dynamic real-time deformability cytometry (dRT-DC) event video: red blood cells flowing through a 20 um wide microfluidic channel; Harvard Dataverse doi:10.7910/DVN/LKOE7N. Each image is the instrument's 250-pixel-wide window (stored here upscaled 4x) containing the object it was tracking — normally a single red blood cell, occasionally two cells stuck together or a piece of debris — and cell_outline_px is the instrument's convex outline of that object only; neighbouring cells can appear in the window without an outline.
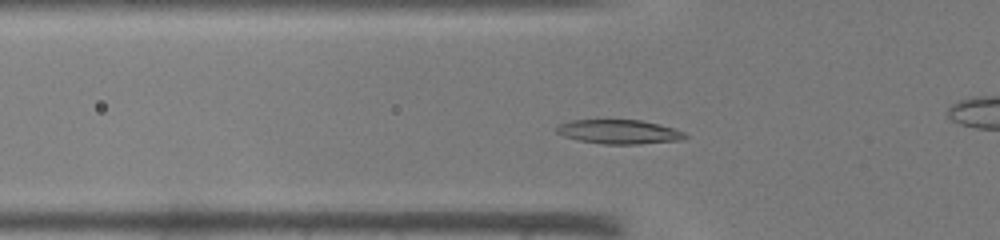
{"species": "common noctule bat (a hibernating species)", "species_latin": "Nyctalus noctula", "temperature_condition": "warm", "stored_images_in_passage": 41, "camera_frame_rate_fps": 3000, "um_per_image_px": 0.085, "animal": {"sex": "male", "body_mass_g": 19.0, "forearm_length_mm": 50.8}, "frame": {"image": 1, "passage_image": 11, "time_ms": 3.333, "image_size_px": [1000, 240], "cell_outline_px": [[688, 136], [684, 140], [640, 144], [604, 144], [580, 140], [564, 136], [556, 132], [556, 128], [560, 124], [572, 120], [640, 120], [660, 124], [684, 132]], "centroid_in_image_um": [52.66, 11.21], "position_along_channel_um": 73.1, "area_um2": 18.03}}
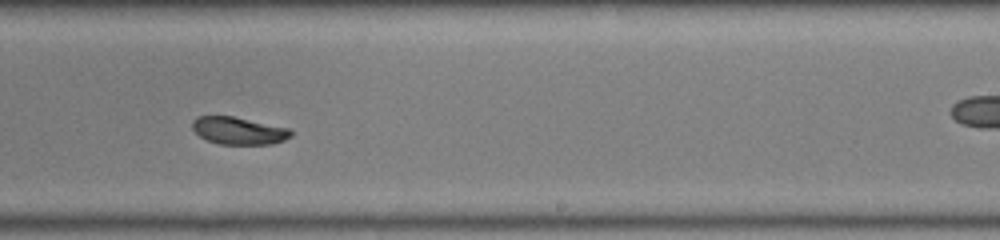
{"frame": {"image": 2, "passage_image": 24, "time_ms": 7.667, "image_size_px": [1000, 240], "cell_outline_px": [[292, 136], [284, 140], [272, 144], [220, 144], [208, 140], [200, 136], [192, 128], [192, 120], [196, 116], [232, 116], [288, 128], [292, 132]], "centroid_in_image_um": [20.27, 11.11], "position_along_channel_um": 268.7, "area_um2": 15.61}}
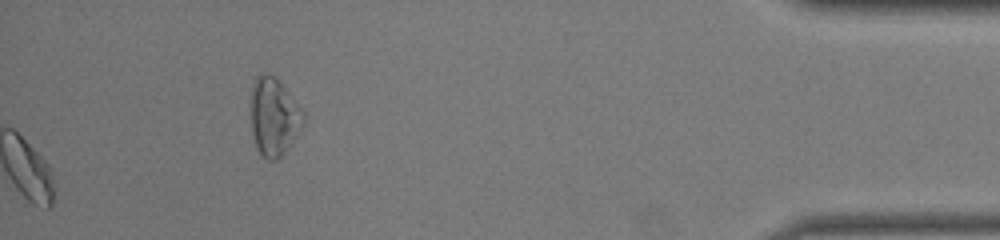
{"frame": {"image": 3, "passage_image": 41, "time_ms": 13.333, "image_size_px": [1000, 240], "cell_outline_px": [[304, 124], [284, 152], [276, 160], [268, 160], [260, 156], [256, 148], [252, 132], [252, 84], [256, 76], [260, 72], [268, 72], [284, 88], [304, 112]], "centroid_in_image_um": [23.26, 9.94], "position_along_channel_um": 411.9, "area_um2": 23.47}}